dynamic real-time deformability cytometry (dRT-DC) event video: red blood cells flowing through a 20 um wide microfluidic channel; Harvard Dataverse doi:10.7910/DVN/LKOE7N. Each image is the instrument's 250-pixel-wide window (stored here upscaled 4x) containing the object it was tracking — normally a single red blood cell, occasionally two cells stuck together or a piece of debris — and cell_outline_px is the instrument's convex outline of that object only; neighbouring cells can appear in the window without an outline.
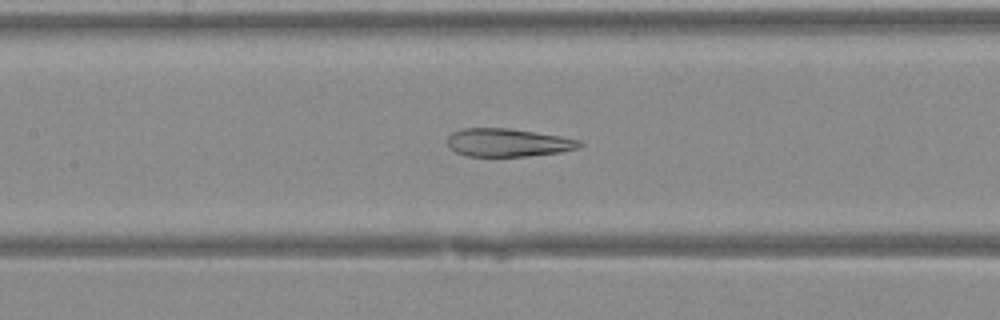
{"species": "Egyptian fruit bat (a non-hibernating species)", "species_latin": "Rousettus aegyptiacus", "temperature_condition": "warm", "stored_images_in_passage": 43, "camera_frame_rate_fps": 3000, "um_per_image_px": 0.085, "animal": {"sex": "female"}, "frame": {"image": 1, "passage_image": 21, "time_ms": 6.667, "image_size_px": [1000, 320], "cell_outline_px": [[584, 144], [576, 148], [560, 152], [528, 156], [468, 156], [456, 152], [448, 148], [448, 136], [452, 132], [460, 128], [508, 128], [560, 136], [580, 140]], "centroid_in_image_um": [43.13, 12.12], "position_along_channel_um": 164.3, "area_um2": 21.62}}
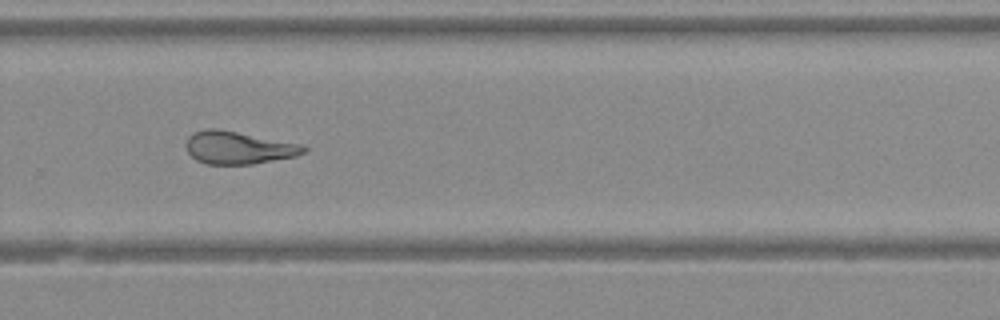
{"frame": {"image": 2, "passage_image": 30, "time_ms": 9.667, "image_size_px": [1000, 320], "cell_outline_px": [[308, 152], [296, 156], [252, 164], [208, 164], [196, 160], [188, 152], [184, 144], [188, 136], [192, 132], [204, 128], [216, 128], [300, 144], [308, 148]], "centroid_in_image_um": [20.23, 12.55], "position_along_channel_um": 309.6, "area_um2": 22.43}}
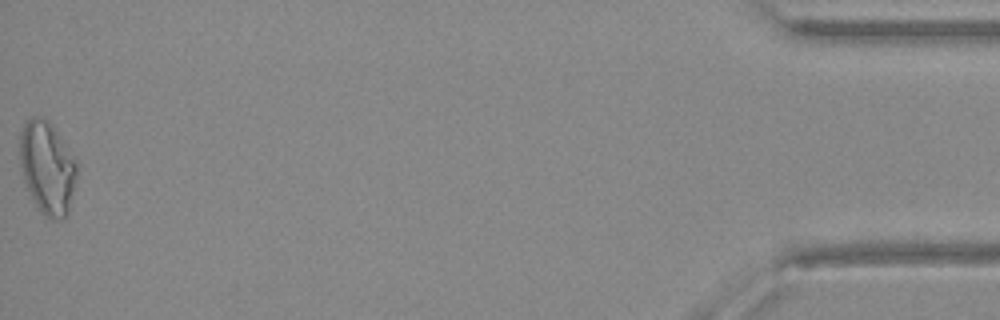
{"frame": {"image": 3, "passage_image": 43, "time_ms": 14.0, "image_size_px": [1000, 320], "cell_outline_px": [[76, 176], [68, 216], [60, 220], [52, 220], [44, 216], [36, 204], [24, 180], [20, 164], [20, 132], [24, 124], [32, 116], [44, 116], [52, 124], [76, 160]], "centroid_in_image_um": [4.02, 14.24], "position_along_channel_um": 431.2, "area_um2": 30.75}}